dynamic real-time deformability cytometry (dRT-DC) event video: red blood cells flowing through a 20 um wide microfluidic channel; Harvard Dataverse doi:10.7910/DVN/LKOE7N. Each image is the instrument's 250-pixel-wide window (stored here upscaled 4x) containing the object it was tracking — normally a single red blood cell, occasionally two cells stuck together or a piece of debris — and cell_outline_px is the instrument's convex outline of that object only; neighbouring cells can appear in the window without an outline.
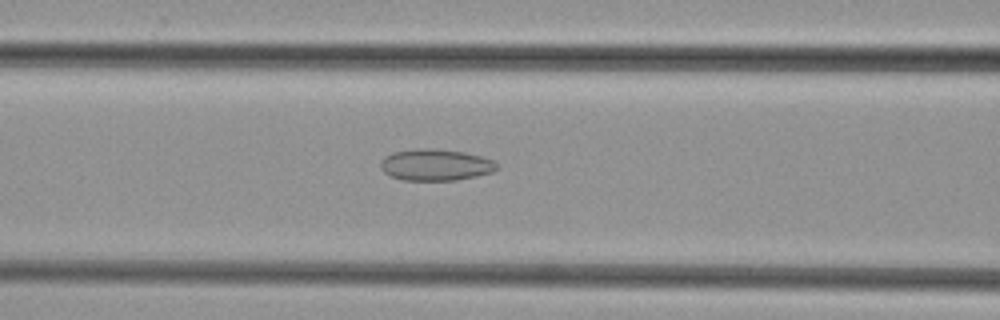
{"species": "common noctule bat (a hibernating species)", "species_latin": "Nyctalus noctula", "temperature_condition": "cold", "stored_images_in_passage": 35, "camera_frame_rate_fps": 3000, "um_per_image_px": 0.085, "animal": {"sex": "female", "body_mass_g": 29.2, "forearm_length_mm": 56.3}, "frame": {"image": 1, "passage_image": 6, "time_ms": 1.667, "image_size_px": [1000, 320], "cell_outline_px": [[500, 168], [492, 172], [476, 176], [456, 180], [404, 180], [392, 176], [384, 172], [380, 168], [380, 160], [384, 156], [392, 152], [416, 148], [436, 148], [464, 152], [480, 156], [492, 160], [500, 164]], "centroid_in_image_um": [37.03, 14.0], "position_along_channel_um": 129.6, "area_um2": 21.62}}
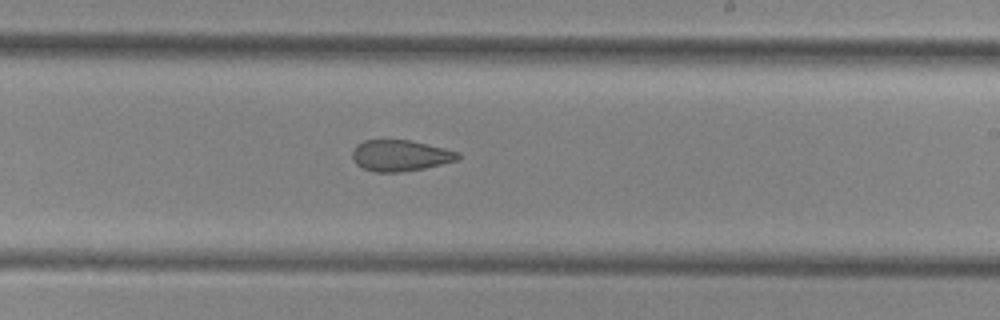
{"frame": {"image": 2, "passage_image": 15, "time_ms": 4.667, "image_size_px": [1000, 320], "cell_outline_px": [[460, 160], [424, 168], [400, 172], [376, 172], [364, 168], [356, 164], [352, 156], [352, 152], [356, 144], [364, 140], [408, 140], [444, 148], [460, 152]], "centroid_in_image_um": [34.03, 13.22], "position_along_channel_um": 255.0, "area_um2": 19.13}}
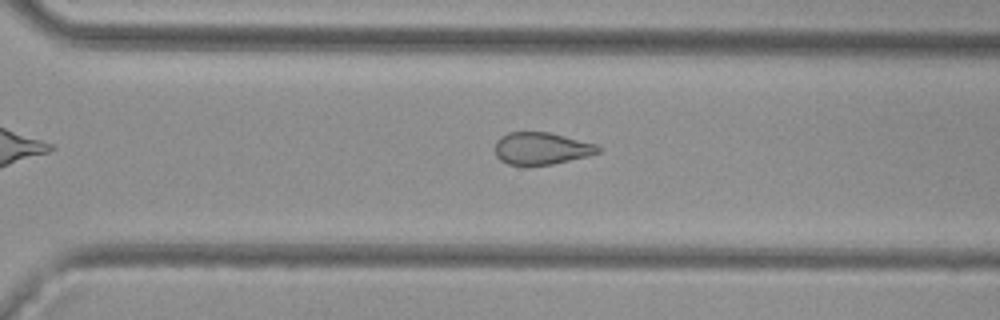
{"frame": {"image": 3, "passage_image": 20, "time_ms": 6.333, "image_size_px": [1000, 320], "cell_outline_px": [[600, 152], [588, 156], [552, 164], [508, 164], [500, 160], [496, 156], [496, 140], [500, 136], [508, 132], [548, 132], [596, 144], [600, 148]], "centroid_in_image_um": [46.01, 12.6], "position_along_channel_um": 324.6, "area_um2": 19.07}}